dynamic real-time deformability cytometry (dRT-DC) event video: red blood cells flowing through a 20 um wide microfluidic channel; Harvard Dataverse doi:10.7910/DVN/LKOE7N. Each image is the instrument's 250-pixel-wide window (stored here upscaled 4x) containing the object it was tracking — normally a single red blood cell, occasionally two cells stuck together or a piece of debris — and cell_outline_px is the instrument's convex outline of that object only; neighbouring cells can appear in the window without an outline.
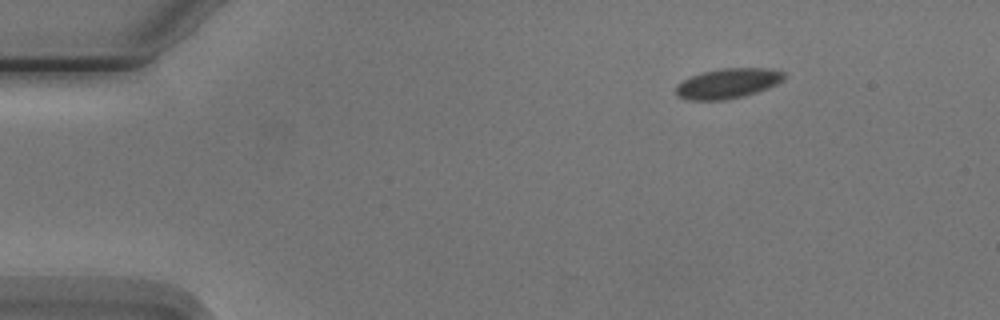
{"species": "Egyptian fruit bat (a non-hibernating species)", "species_latin": "Rousettus aegyptiacus", "temperature_condition": "cold", "stored_images_in_passage": 7, "camera_frame_rate_fps": 3000, "um_per_image_px": 0.085, "animal": {"sex": "male"}, "frame": {"image": 1, "passage_image": 1, "time_ms": 0.0, "image_size_px": [1000, 320], "cell_outline_px": [[784, 80], [768, 88], [744, 96], [724, 100], [688, 100], [676, 96], [676, 84], [692, 76], [704, 72], [720, 68], [768, 68], [784, 72]], "centroid_in_image_um": [61.86, 7.09], "position_along_channel_um": 23.1, "area_um2": 18.9}}
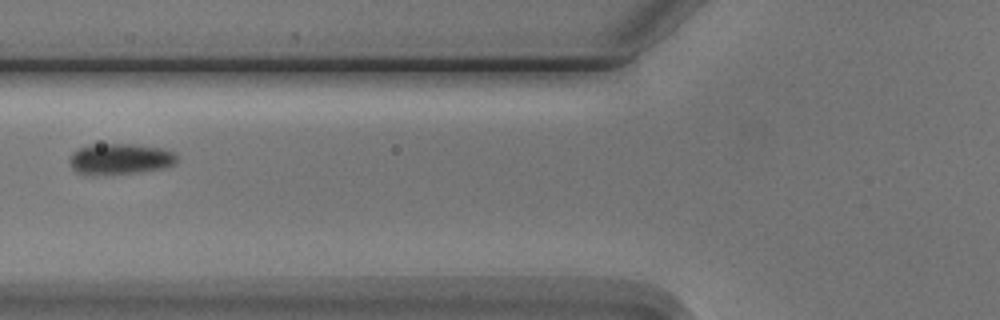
{"frame": {"image": 2, "passage_image": 5, "time_ms": 4.667, "image_size_px": [1000, 320], "cell_outline_px": [[176, 160], [172, 164], [164, 168], [136, 172], [92, 176], [88, 176], [76, 172], [68, 164], [68, 156], [76, 148], [92, 144], [136, 144], [164, 148], [176, 152]], "centroid_in_image_um": [10.12, 13.51], "position_along_channel_um": 115.7, "area_um2": 19.88}}
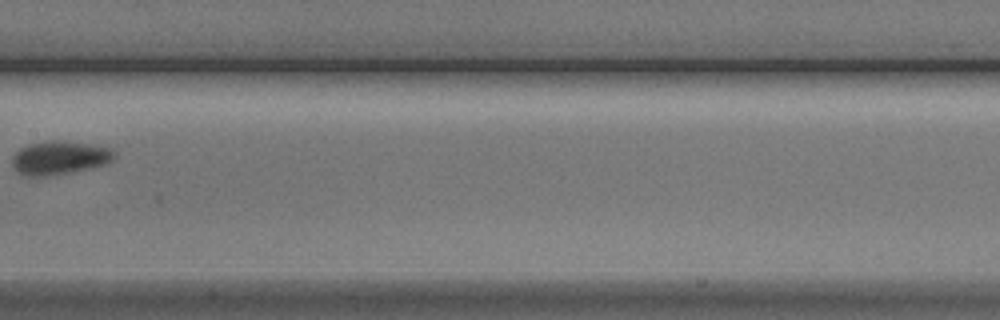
{"frame": {"image": 3, "passage_image": 7, "time_ms": 7.0, "image_size_px": [1000, 320], "cell_outline_px": [[116, 156], [108, 164], [92, 168], [48, 176], [24, 176], [16, 172], [12, 168], [12, 156], [20, 148], [28, 144], [44, 140], [60, 140], [96, 144], [112, 148], [116, 152]], "centroid_in_image_um": [5.08, 13.4], "position_along_channel_um": 202.3, "area_um2": 20.63}}